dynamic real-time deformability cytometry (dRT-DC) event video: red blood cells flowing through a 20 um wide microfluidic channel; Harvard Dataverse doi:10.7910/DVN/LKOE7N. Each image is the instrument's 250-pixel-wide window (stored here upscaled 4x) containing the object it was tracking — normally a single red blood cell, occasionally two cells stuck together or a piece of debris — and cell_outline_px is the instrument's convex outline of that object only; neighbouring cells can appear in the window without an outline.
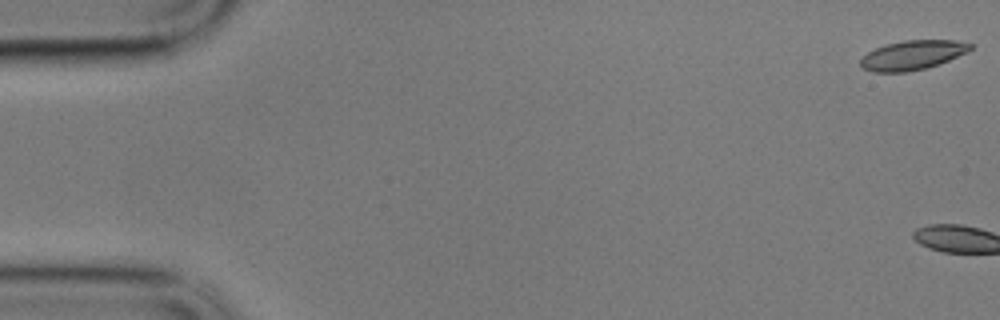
{"species": "common noctule bat (a hibernating species)", "species_latin": "Nyctalus noctula", "temperature_condition": "cold", "stored_images_in_passage": 4, "camera_frame_rate_fps": 3000, "um_per_image_px": 0.085, "animal": {"sex": "male", "body_mass_g": 17.9}, "frame": {"image": 1, "passage_image": 1, "time_ms": 0.0, "image_size_px": [1000, 320], "cell_outline_px": [[972, 48], [968, 52], [948, 60], [924, 68], [908, 72], [872, 72], [864, 68], [860, 64], [860, 60], [868, 52], [876, 48], [888, 44], [904, 40], [956, 40], [972, 44]], "centroid_in_image_um": [77.57, 4.68], "position_along_channel_um": 7.4, "area_um2": 18.55}}